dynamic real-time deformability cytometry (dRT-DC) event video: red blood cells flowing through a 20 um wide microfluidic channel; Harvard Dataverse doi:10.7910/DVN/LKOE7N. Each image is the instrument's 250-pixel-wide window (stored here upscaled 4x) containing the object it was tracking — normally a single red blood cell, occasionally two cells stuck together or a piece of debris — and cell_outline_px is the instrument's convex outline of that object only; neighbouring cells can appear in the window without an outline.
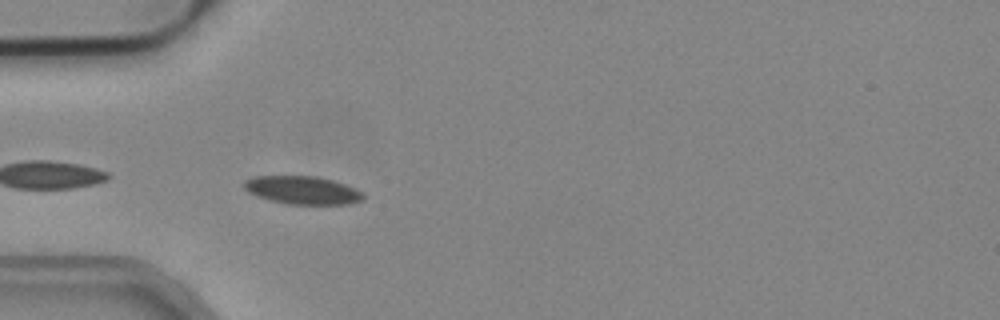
{"species": "common noctule bat (a hibernating species)", "species_latin": "Nyctalus noctula", "temperature_condition": "cold", "stored_images_in_passage": 5, "camera_frame_rate_fps": 3000, "um_per_image_px": 0.085, "animal": {"sex": "male", "body_mass_g": 19.2, "forearm_length_mm": 51.8}, "frame": {"image": 1, "passage_image": 2, "time_ms": 0.333, "image_size_px": [1000, 320], "cell_outline_px": [[364, 196], [360, 200], [348, 204], [288, 204], [272, 200], [248, 192], [244, 188], [244, 180], [252, 176], [316, 176], [332, 180], [356, 188], [364, 192]], "centroid_in_image_um": [25.72, 16.15], "position_along_channel_um": 59.3, "area_um2": 19.36}}